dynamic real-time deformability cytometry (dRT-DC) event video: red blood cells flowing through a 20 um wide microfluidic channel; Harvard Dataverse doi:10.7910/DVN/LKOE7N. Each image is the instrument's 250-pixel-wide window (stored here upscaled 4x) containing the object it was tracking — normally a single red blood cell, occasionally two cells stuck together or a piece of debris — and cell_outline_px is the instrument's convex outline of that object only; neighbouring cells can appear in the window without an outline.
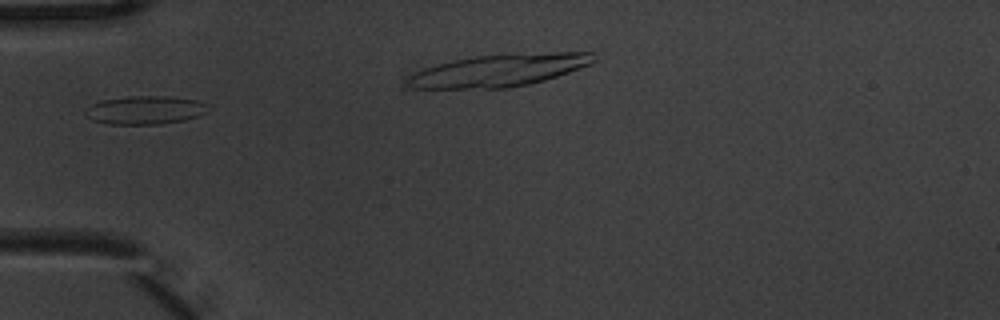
{"species": "common noctule bat (a hibernating species)", "species_latin": "Nyctalus noctula", "temperature_condition": "warm", "stored_images_in_passage": 4, "camera_frame_rate_fps": 3000, "um_per_image_px": 0.085, "animal": {"sex": "male", "body_mass_g": 20.1, "forearm_length_mm": 53.5}, "frame": {"image": 1, "passage_image": 1, "time_ms": 0.0, "image_size_px": [1000, 320], "cell_outline_px": [[212, 108], [208, 112], [200, 116], [184, 120], [160, 124], [108, 124], [92, 120], [84, 112], [92, 104], [100, 100], [128, 96], [164, 96], [196, 100], [208, 104]], "centroid_in_image_um": [12.39, 9.35], "position_along_channel_um": 72.6, "area_um2": 20.46}}